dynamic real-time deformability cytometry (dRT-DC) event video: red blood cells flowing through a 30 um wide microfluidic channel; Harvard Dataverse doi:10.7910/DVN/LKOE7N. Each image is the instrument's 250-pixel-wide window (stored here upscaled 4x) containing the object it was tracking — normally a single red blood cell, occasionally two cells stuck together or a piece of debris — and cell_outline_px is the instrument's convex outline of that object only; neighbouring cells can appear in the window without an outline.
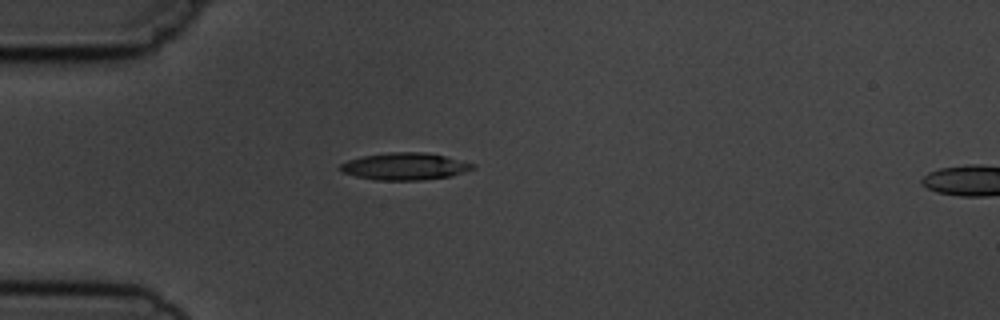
{"species": "common noctule bat (a hibernating species)", "species_latin": "Nyctalus noctula", "temperature_condition": "cold", "stored_images_in_passage": 2, "segment_of_instrument_passage": [1, 2], "camera_frame_rate_fps": 3000, "um_per_image_px": 0.085, "animal": {"sex": "male", "body_mass_g": 19.5, "forearm_length_mm": 54.6}, "frame": {"image": 1, "passage_image": 1, "time_ms": 0.0, "image_size_px": [1000, 320], "cell_outline_px": [[476, 168], [452, 176], [420, 180], [376, 180], [356, 176], [340, 172], [336, 168], [340, 164], [348, 160], [364, 156], [388, 152], [424, 152], [444, 156], [476, 164]], "centroid_in_image_um": [34.39, 14.14], "position_along_channel_um": 50.6, "area_um2": 21.04}}